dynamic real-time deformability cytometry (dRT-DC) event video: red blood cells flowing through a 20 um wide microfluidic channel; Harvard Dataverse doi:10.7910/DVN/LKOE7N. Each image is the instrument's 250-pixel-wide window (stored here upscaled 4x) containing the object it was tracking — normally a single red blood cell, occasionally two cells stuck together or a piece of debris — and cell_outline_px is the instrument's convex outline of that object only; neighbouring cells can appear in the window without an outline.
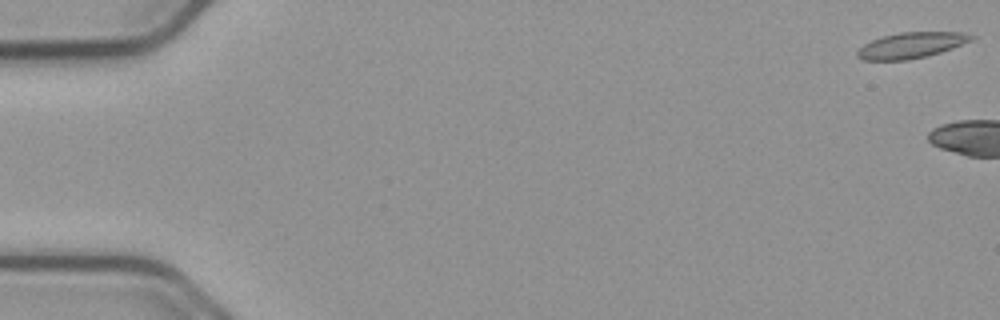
{"species": "common noctule bat (a hibernating species)", "species_latin": "Nyctalus noctula", "temperature_condition": "cold", "stored_images_in_passage": 5, "camera_frame_rate_fps": 3000, "um_per_image_px": 0.085, "animal": {"sex": "male", "body_mass_g": 23.1, "forearm_length_mm": 52.7}, "frame": {"image": 1, "passage_image": 1, "time_ms": 0.0, "image_size_px": [1000, 320], "cell_outline_px": [[976, 36], [972, 40], [952, 48], [940, 52], [908, 60], [864, 60], [856, 56], [856, 52], [864, 44], [872, 40], [884, 36], [900, 32], [964, 32]], "centroid_in_image_um": [77.46, 3.84], "position_along_channel_um": 7.5, "area_um2": 16.99}}